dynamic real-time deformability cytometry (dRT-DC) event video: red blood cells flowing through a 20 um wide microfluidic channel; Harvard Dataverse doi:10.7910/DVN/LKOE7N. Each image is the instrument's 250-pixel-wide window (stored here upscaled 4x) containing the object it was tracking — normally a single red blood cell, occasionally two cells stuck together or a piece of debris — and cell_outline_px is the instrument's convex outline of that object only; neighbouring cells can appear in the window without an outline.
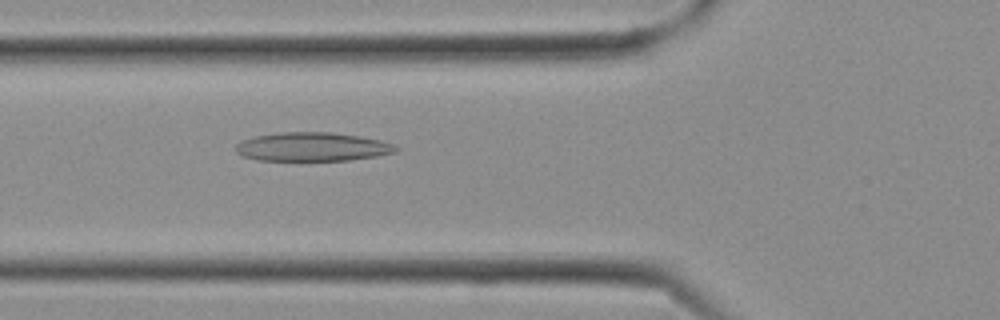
{"species": "Egyptian fruit bat (a non-hibernating species)", "species_latin": "Rousettus aegyptiacus", "temperature_condition": "cold", "stored_images_in_passage": 10, "camera_frame_rate_fps": 3000, "um_per_image_px": 0.085, "frame": {"image": 1, "passage_image": 10, "time_ms": 3.0, "image_size_px": [1000, 320], "cell_outline_px": [[400, 148], [396, 152], [376, 156], [348, 160], [256, 160], [244, 156], [236, 152], [236, 144], [240, 140], [252, 136], [280, 132], [332, 132], [360, 136], [380, 140], [396, 144]], "centroid_in_image_um": [26.55, 12.47], "position_along_channel_um": 99.2, "area_um2": 27.05}}